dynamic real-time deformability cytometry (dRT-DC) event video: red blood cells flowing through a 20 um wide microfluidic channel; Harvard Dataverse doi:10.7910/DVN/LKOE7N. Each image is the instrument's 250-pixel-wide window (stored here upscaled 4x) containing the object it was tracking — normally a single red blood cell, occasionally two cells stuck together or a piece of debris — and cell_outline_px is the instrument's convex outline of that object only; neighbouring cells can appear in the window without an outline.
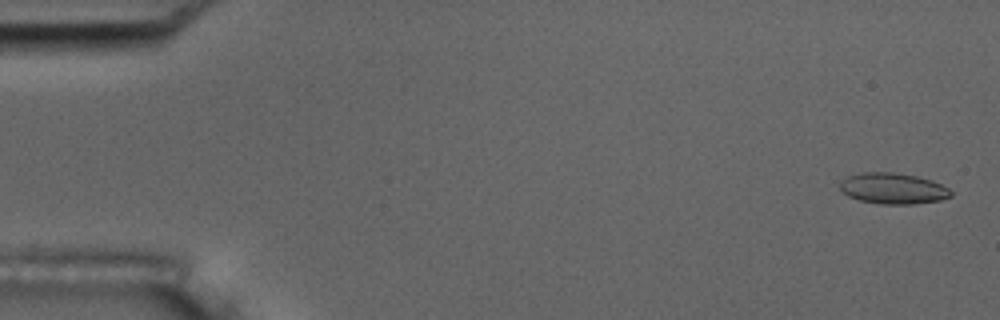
{"species": "common noctule bat (a hibernating species)", "species_latin": "Nyctalus noctula", "temperature_condition": "room temperature", "stored_images_in_passage": 54, "camera_frame_rate_fps": 3000, "um_per_image_px": 0.085, "animal": {"sex": "male", "body_mass_g": 17.5, "forearm_length_mm": 52.3}, "frame": {"image": 1, "passage_image": 2, "time_ms": 0.333, "image_size_px": [1000, 320], "cell_outline_px": [[952, 196], [940, 200], [912, 204], [880, 204], [860, 200], [848, 196], [840, 188], [840, 180], [848, 176], [860, 172], [892, 172], [916, 176], [932, 180], [948, 188], [952, 192]], "centroid_in_image_um": [75.9, 16.01], "position_along_channel_um": 9.1, "area_um2": 20.0}}
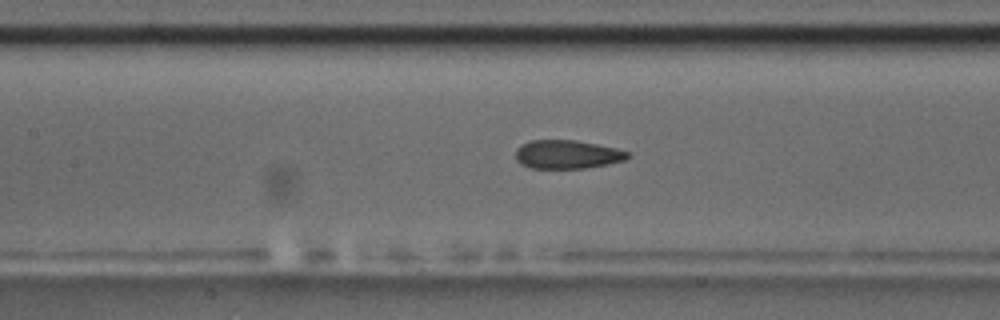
{"frame": {"image": 2, "passage_image": 25, "time_ms": 8.0, "image_size_px": [1000, 320], "cell_outline_px": [[632, 156], [624, 160], [608, 164], [584, 168], [532, 168], [520, 164], [516, 160], [516, 148], [532, 140], [576, 140], [616, 148], [628, 152]], "centroid_in_image_um": [48.22, 13.13], "position_along_channel_um": 159.2, "area_um2": 18.61}}
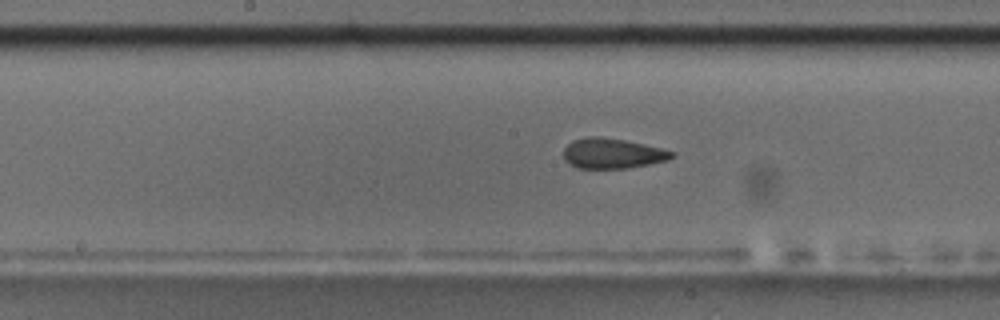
{"frame": {"image": 3, "passage_image": 28, "time_ms": 9.0, "image_size_px": [1000, 320], "cell_outline_px": [[676, 156], [668, 160], [628, 168], [576, 168], [568, 164], [564, 160], [564, 148], [572, 140], [588, 136], [600, 136], [624, 140], [644, 144], [676, 152]], "centroid_in_image_um": [52.04, 13.04], "position_along_channel_um": 196.2, "area_um2": 19.19}, "authors_computed_cell_mechanics": {"area_um2": 19.7098, "velocity_mm_per_s": 3.7255, "shape_relaxation_time_tau1_ms": null, "shape_relaxation_time_tau2_ms": 1.2814, "deformation_change_tau1": null, "deformation_change_tau2": 0.0864}}